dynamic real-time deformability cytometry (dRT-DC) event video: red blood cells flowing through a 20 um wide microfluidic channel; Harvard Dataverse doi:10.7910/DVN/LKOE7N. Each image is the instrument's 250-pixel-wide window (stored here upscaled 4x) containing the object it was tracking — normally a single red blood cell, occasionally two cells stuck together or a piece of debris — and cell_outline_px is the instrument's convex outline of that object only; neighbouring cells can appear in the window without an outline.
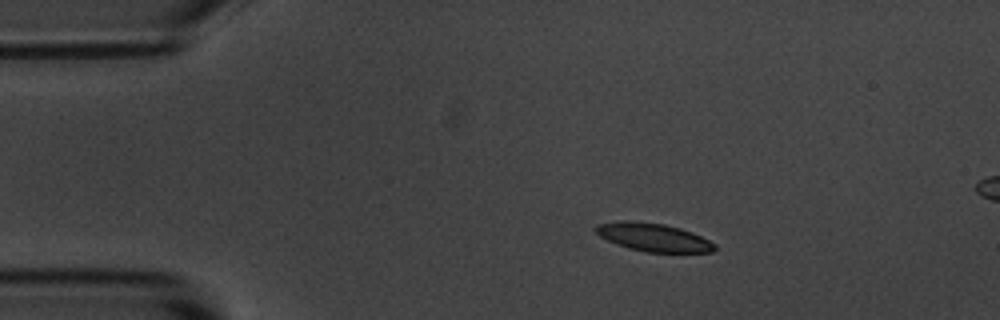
{"species": "common noctule bat (a hibernating species)", "species_latin": "Nyctalus noctula", "temperature_condition": "room temperature", "stored_images_in_passage": 48, "segment_of_instrument_passage": [1, 2], "camera_frame_rate_fps": 3000, "um_per_image_px": 0.085, "animal": {"sex": "male", "body_mass_g": 20.1, "forearm_length_mm": 53.5}, "frame": {"image": 1, "passage_image": 1, "time_ms": 0.0, "image_size_px": [1000, 320], "cell_outline_px": [[716, 248], [712, 252], [644, 252], [628, 248], [616, 244], [600, 236], [592, 228], [596, 224], [620, 220], [628, 220], [664, 224], [680, 228], [692, 232], [716, 244]], "centroid_in_image_um": [55.49, 20.16], "position_along_channel_um": 29.5, "area_um2": 19.59}}
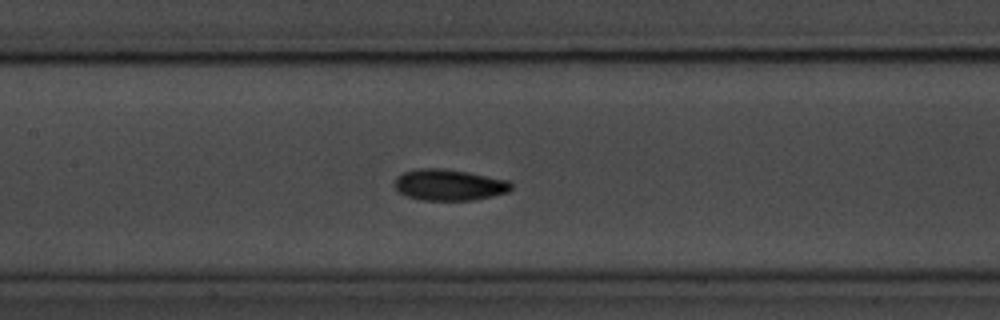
{"frame": {"image": 2, "passage_image": 17, "time_ms": 5.333, "image_size_px": [1000, 320], "cell_outline_px": [[512, 188], [508, 192], [492, 196], [472, 200], [420, 200], [404, 196], [396, 188], [396, 176], [400, 172], [416, 168], [444, 168], [468, 172], [508, 180], [512, 184]], "centroid_in_image_um": [38.14, 15.7], "position_along_channel_um": 169.3, "area_um2": 21.39}}
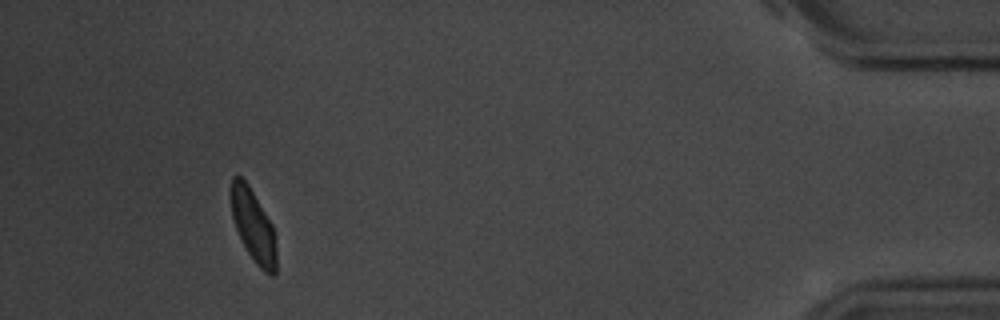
{"frame": {"image": 3, "passage_image": 43, "time_ms": 14.0, "image_size_px": [1000, 320], "cell_outline_px": [[276, 272], [272, 276], [264, 272], [256, 264], [248, 252], [236, 228], [232, 216], [232, 176], [240, 176], [248, 184], [272, 224], [276, 236]], "centroid_in_image_um": [21.57, 19.23], "position_along_channel_um": 413.6, "area_um2": 18.79}}